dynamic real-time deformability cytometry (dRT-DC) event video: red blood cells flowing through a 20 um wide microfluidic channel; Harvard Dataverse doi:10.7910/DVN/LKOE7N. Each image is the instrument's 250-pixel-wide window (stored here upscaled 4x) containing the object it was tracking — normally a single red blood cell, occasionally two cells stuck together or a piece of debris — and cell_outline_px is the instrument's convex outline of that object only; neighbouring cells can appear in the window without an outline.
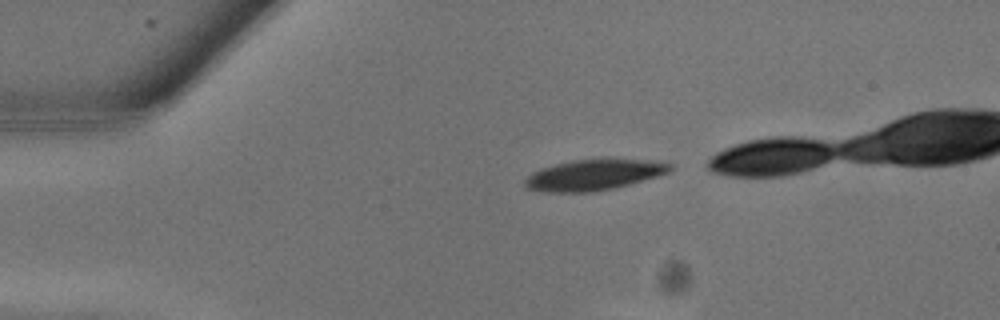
{"species": "common noctule bat (a hibernating species)", "species_latin": "Nyctalus noctula", "temperature_condition": "warm", "stored_images_in_passage": 7, "camera_frame_rate_fps": 3000, "um_per_image_px": 0.085, "animal": {"sex": "male", "body_mass_g": 13.3}, "frame": {"image": 1, "passage_image": 1, "time_ms": 0.0, "image_size_px": [1000, 320], "cell_outline_px": [[672, 168], [668, 172], [656, 176], [616, 188], [596, 192], [544, 192], [524, 188], [524, 180], [532, 172], [556, 164], [572, 160], [652, 160], [672, 164]], "centroid_in_image_um": [50.44, 14.89], "position_along_channel_um": 34.6, "area_um2": 25.72}}